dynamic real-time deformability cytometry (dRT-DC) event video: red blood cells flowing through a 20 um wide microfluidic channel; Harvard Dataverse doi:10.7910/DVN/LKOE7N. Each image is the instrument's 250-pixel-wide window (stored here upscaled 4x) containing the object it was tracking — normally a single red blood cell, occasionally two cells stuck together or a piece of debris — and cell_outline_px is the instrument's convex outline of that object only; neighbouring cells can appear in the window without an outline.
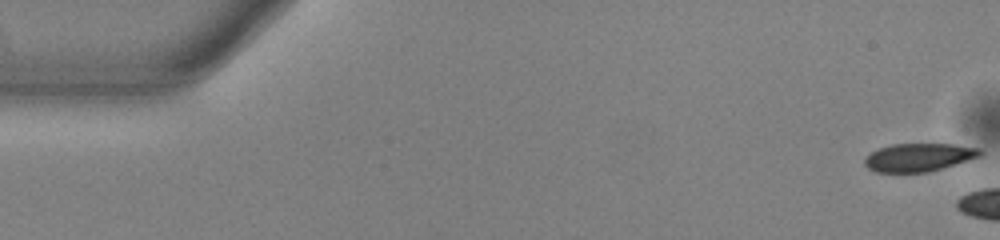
{"species": "common noctule bat (a hibernating species)", "species_latin": "Nyctalus noctula", "temperature_condition": "warm", "stored_images_in_passage": 5, "camera_frame_rate_fps": 3000, "um_per_image_px": 0.085, "animal": {"sex": "male", "body_mass_g": 13.0, "forearm_length_mm": 53.1}, "frame": {"image": 1, "passage_image": 1, "time_ms": 0.0, "image_size_px": [1000, 240], "cell_outline_px": [[984, 152], [980, 156], [928, 172], [876, 172], [868, 168], [864, 164], [864, 160], [872, 152], [880, 148], [892, 144], [952, 144], [980, 148]], "centroid_in_image_um": [78.1, 13.37], "position_along_channel_um": 6.9, "area_um2": 18.67}}